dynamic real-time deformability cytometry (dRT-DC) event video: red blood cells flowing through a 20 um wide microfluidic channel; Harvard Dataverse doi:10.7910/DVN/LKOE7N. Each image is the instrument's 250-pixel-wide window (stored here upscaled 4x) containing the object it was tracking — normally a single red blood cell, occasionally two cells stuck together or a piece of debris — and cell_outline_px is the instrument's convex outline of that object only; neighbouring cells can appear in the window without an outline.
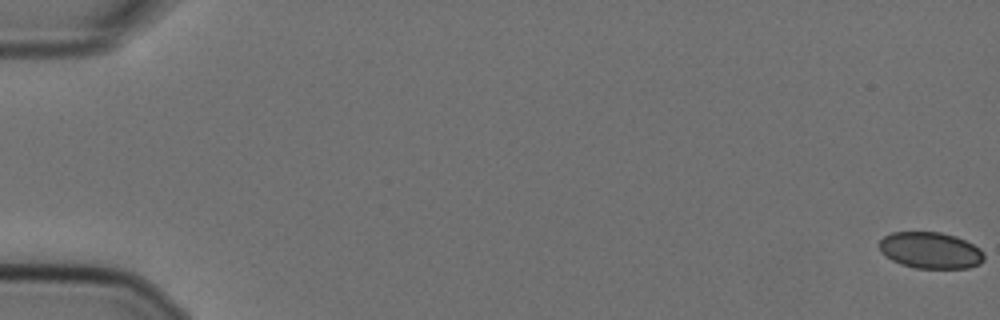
{"species": "Egyptian fruit bat (a non-hibernating species)", "species_latin": "Rousettus aegyptiacus", "temperature_condition": "cold", "stored_images_in_passage": 58, "camera_frame_rate_fps": 3000, "um_per_image_px": 0.085, "animal": {"sex": "female"}, "frame": {"image": 1, "passage_image": 1, "time_ms": 0.0, "image_size_px": [1000, 320], "cell_outline_px": [[984, 260], [980, 264], [968, 268], [916, 268], [900, 264], [892, 260], [880, 252], [880, 240], [884, 236], [892, 232], [940, 232], [956, 236], [980, 248], [984, 252]], "centroid_in_image_um": [79.1, 21.28], "position_along_channel_um": 5.9, "area_um2": 22.31}}
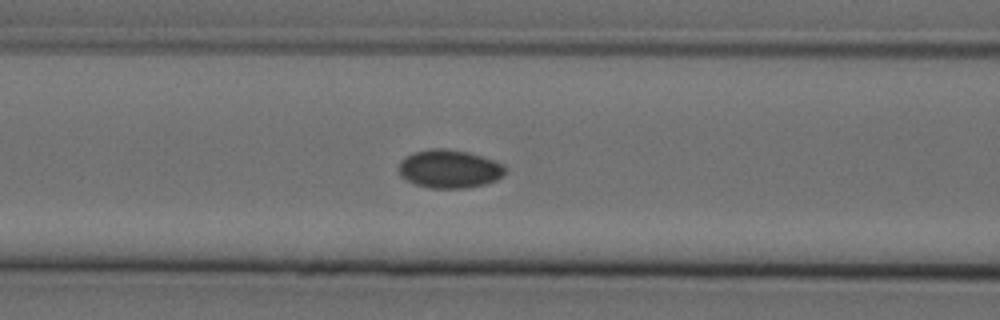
{"frame": {"image": 2, "passage_image": 25, "time_ms": 8.0, "image_size_px": [1000, 320], "cell_outline_px": [[504, 172], [496, 180], [484, 184], [464, 188], [428, 188], [416, 184], [400, 176], [396, 168], [400, 160], [404, 156], [412, 152], [432, 148], [448, 148], [468, 152], [504, 164]], "centroid_in_image_um": [38.11, 14.34], "position_along_channel_um": 128.5, "area_um2": 23.87}}
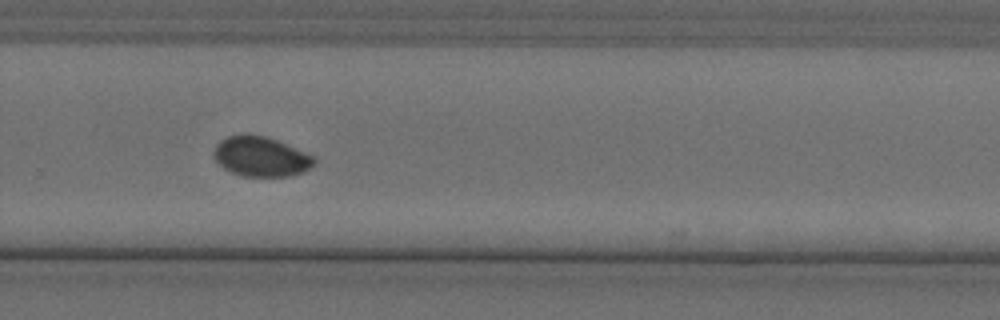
{"frame": {"image": 3, "passage_image": 40, "time_ms": 13.0, "image_size_px": [1000, 320], "cell_outline_px": [[316, 160], [304, 172], [288, 176], [240, 176], [224, 168], [212, 156], [212, 152], [216, 144], [220, 140], [228, 136], [240, 132], [248, 132], [264, 136], [276, 140], [304, 152], [312, 156]], "centroid_in_image_um": [22.09, 13.28], "position_along_channel_um": 307.7, "area_um2": 23.41}, "authors_computed_cell_mechanics": {"area_um2": 23.1778, "velocity_mm_per_s": 3.5992, "shape_relaxation_time_tau1_ms": null, "shape_relaxation_time_tau2_ms": 1.9241, "deformation_change_tau1": null, "deformation_change_tau2": 0.022}}